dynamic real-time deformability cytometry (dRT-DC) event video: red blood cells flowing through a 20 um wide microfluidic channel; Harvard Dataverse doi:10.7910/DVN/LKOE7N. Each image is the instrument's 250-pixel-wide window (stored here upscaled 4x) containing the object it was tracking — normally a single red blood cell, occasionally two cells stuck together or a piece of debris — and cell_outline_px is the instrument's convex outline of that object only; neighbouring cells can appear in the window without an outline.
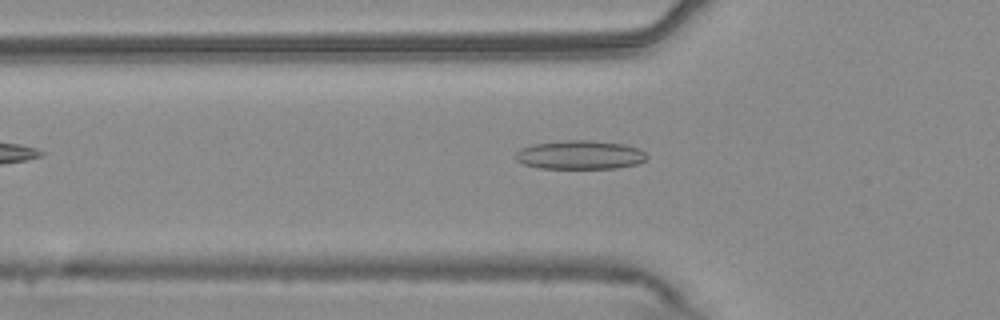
{"species": "common noctule bat (a hibernating species)", "species_latin": "Nyctalus noctula", "temperature_condition": "warm", "stored_images_in_passage": 41, "camera_frame_rate_fps": 3000, "um_per_image_px": 0.085, "animal": {"sex": "male", "body_mass_g": 20.4}, "frame": {"image": 1, "passage_image": 5, "time_ms": 1.333, "image_size_px": [1000, 320], "cell_outline_px": [[648, 156], [644, 160], [636, 164], [616, 168], [540, 168], [524, 164], [516, 160], [516, 152], [520, 148], [532, 144], [568, 140], [592, 140], [624, 144], [640, 148]], "centroid_in_image_um": [49.3, 13.16], "position_along_channel_um": 76.5, "area_um2": 22.02}}
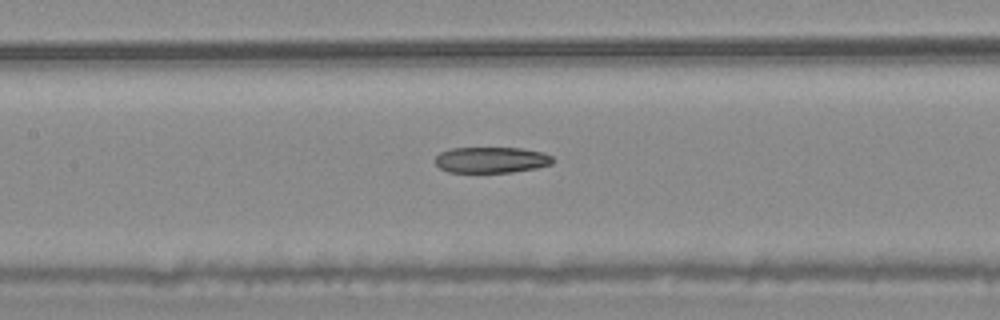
{"frame": {"image": 2, "passage_image": 12, "time_ms": 3.667, "image_size_px": [1000, 320], "cell_outline_px": [[552, 164], [536, 168], [512, 172], [448, 172], [440, 168], [436, 164], [436, 156], [440, 152], [448, 148], [524, 148], [544, 152], [552, 156]], "centroid_in_image_um": [41.77, 13.58], "position_along_channel_um": 165.6, "area_um2": 17.86}}
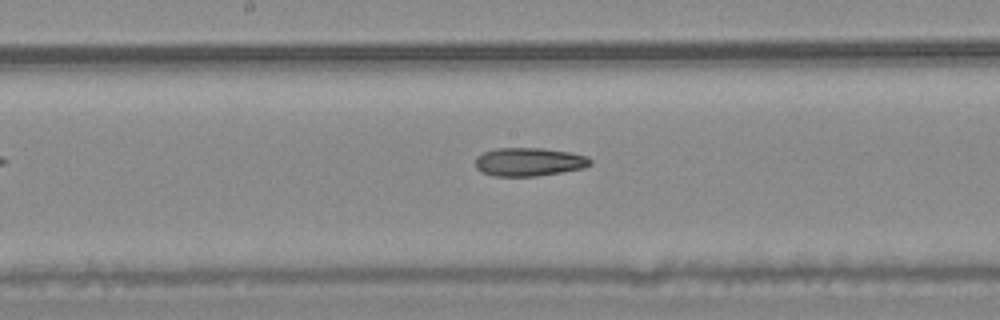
{"frame": {"image": 3, "passage_image": 15, "time_ms": 4.667, "image_size_px": [1000, 320], "cell_outline_px": [[592, 164], [584, 168], [536, 176], [492, 176], [476, 168], [476, 156], [484, 152], [496, 148], [544, 148], [572, 152], [588, 156], [592, 160]], "centroid_in_image_um": [45.0, 13.75], "position_along_channel_um": 203.2, "area_um2": 19.13}, "authors_computed_cell_mechanics": {"area_um2": 19.4208, "velocity_mm_per_s": 3.7695, "shape_relaxation_time_tau1_ms": null, "shape_relaxation_time_tau2_ms": 5.8182, "deformation_change_tau1": null, "deformation_change_tau2": 0.1601}}